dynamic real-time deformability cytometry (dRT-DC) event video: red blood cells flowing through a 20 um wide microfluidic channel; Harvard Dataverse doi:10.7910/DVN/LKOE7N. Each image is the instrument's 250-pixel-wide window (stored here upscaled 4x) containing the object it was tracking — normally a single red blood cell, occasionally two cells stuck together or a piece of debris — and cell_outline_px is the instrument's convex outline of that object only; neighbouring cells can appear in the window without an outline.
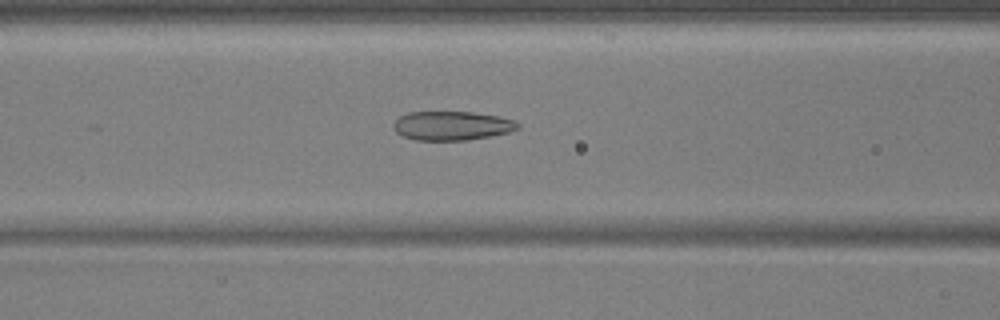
{"species": "common noctule bat (a hibernating species)", "species_latin": "Nyctalus noctula", "temperature_condition": "warm", "stored_images_in_passage": 40, "camera_frame_rate_fps": 3000, "um_per_image_px": 0.085, "animal": {"sex": "male", "body_mass_g": 17.9, "forearm_length_mm": 54.2}, "frame": {"image": 1, "passage_image": 7, "time_ms": 2.0, "image_size_px": [1000, 320], "cell_outline_px": [[520, 128], [512, 132], [492, 136], [468, 140], [416, 140], [404, 136], [396, 132], [392, 124], [400, 116], [408, 112], [472, 112], [500, 116], [512, 120], [520, 124]], "centroid_in_image_um": [38.45, 10.69], "position_along_channel_um": 128.1, "area_um2": 21.15}}
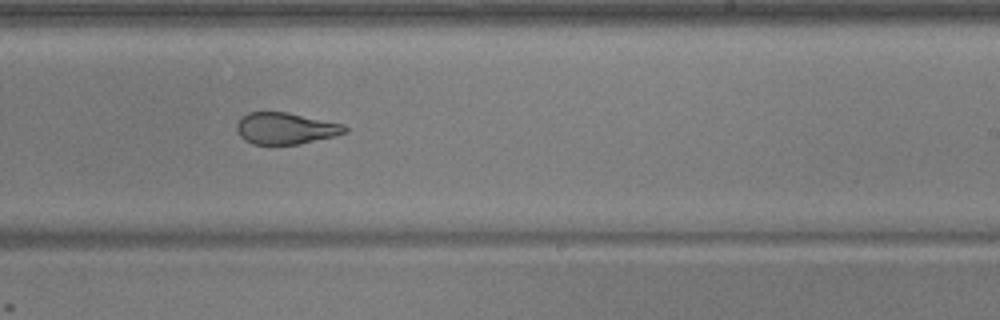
{"frame": {"image": 2, "passage_image": 18, "time_ms": 5.667, "image_size_px": [1000, 320], "cell_outline_px": [[348, 132], [300, 144], [252, 144], [244, 140], [236, 132], [236, 124], [248, 112], [288, 112], [344, 124], [348, 128]], "centroid_in_image_um": [24.27, 10.91], "position_along_channel_um": 264.7, "area_um2": 19.88}}
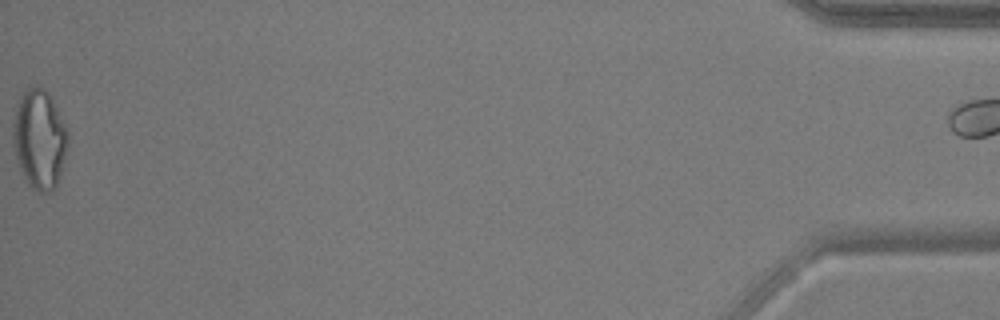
{"frame": {"image": 3, "passage_image": 39, "time_ms": 12.667, "image_size_px": [1000, 320], "cell_outline_px": [[68, 144], [60, 176], [56, 188], [52, 192], [40, 192], [32, 188], [28, 184], [20, 172], [16, 160], [12, 144], [12, 124], [16, 108], [20, 96], [32, 84], [36, 84], [44, 88], [48, 92], [68, 128]], "centroid_in_image_um": [3.34, 11.83], "position_along_channel_um": 431.9, "area_um2": 32.48}}